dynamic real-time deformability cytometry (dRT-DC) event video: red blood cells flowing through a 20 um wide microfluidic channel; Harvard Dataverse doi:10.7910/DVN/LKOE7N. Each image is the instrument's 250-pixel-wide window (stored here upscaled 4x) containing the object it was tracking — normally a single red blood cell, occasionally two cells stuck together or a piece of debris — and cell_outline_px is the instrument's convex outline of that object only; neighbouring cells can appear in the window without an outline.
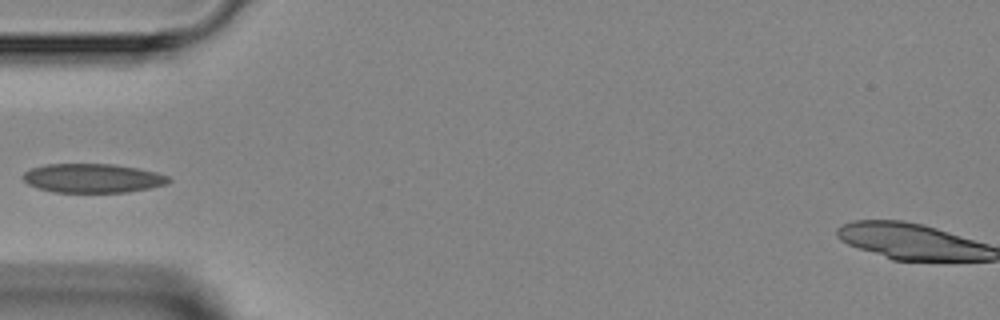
{"species": "Egyptian fruit bat (a non-hibernating species)", "species_latin": "Rousettus aegyptiacus", "temperature_condition": "room temperature", "stored_images_in_passage": 5, "camera_frame_rate_fps": 3000, "um_per_image_px": 0.085, "animal": {"sex": "female"}, "frame": {"image": 1, "passage_image": 4, "time_ms": 3.333, "image_size_px": [1000, 320], "cell_outline_px": [[172, 180], [168, 184], [128, 192], [52, 192], [36, 188], [28, 184], [24, 180], [24, 172], [32, 168], [48, 164], [112, 164], [136, 168], [156, 172], [168, 176]], "centroid_in_image_um": [7.88, 15.15], "position_along_channel_um": 77.1, "area_um2": 24.57}}
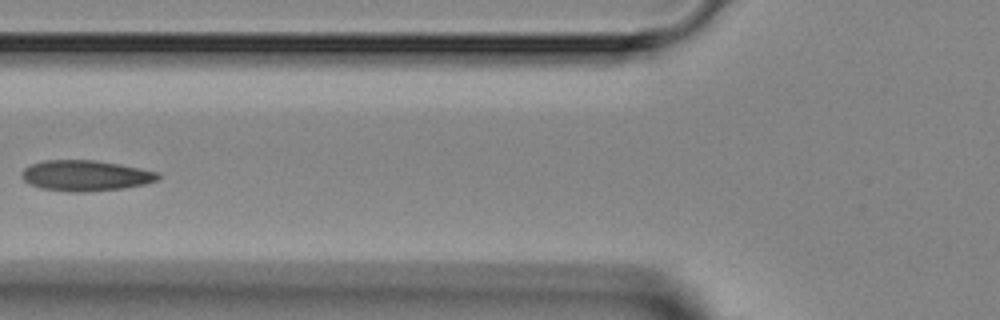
{"frame": {"image": 2, "passage_image": 5, "time_ms": 4.333, "image_size_px": [1000, 320], "cell_outline_px": [[160, 176], [156, 180], [144, 184], [124, 188], [84, 192], [68, 192], [40, 188], [24, 180], [20, 176], [20, 172], [28, 164], [44, 160], [96, 160], [140, 168], [156, 172]], "centroid_in_image_um": [7.2, 14.92], "position_along_channel_um": 118.6, "area_um2": 24.39}}